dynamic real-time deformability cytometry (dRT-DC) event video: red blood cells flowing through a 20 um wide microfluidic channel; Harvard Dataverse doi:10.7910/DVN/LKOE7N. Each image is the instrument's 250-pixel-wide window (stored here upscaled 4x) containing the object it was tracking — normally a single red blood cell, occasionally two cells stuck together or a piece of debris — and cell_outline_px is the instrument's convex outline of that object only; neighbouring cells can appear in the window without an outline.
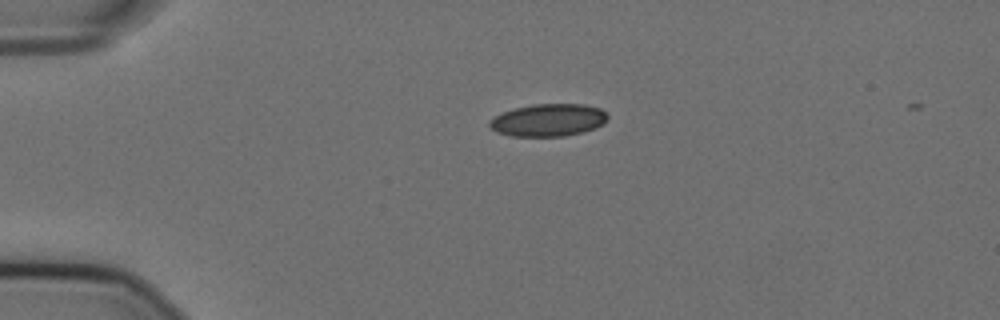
{"species": "Egyptian fruit bat (a non-hibernating species)", "species_latin": "Rousettus aegyptiacus", "temperature_condition": "cold", "stored_images_in_passage": 44, "camera_frame_rate_fps": 3000, "um_per_image_px": 0.085, "animal": {"sex": "female"}, "frame": {"image": 1, "passage_image": 1, "time_ms": 0.0, "image_size_px": [1000, 320], "cell_outline_px": [[608, 120], [604, 124], [596, 128], [584, 132], [564, 136], [512, 136], [496, 132], [488, 124], [488, 120], [504, 112], [516, 108], [536, 104], [584, 104], [600, 108], [608, 116]], "centroid_in_image_um": [46.64, 10.21], "position_along_channel_um": 38.4, "area_um2": 22.37}}
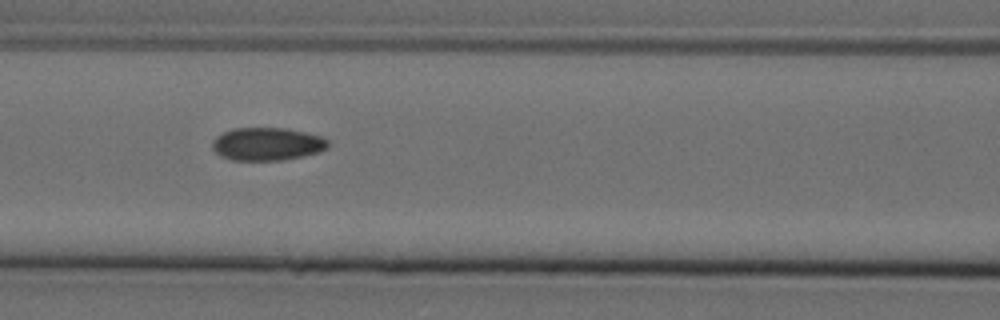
{"frame": {"image": 2, "passage_image": 13, "time_ms": 4.0, "image_size_px": [1000, 320], "cell_outline_px": [[328, 148], [320, 152], [304, 156], [284, 160], [232, 160], [220, 156], [212, 148], [212, 140], [216, 136], [232, 128], [288, 128], [308, 132], [320, 136], [328, 140]], "centroid_in_image_um": [22.72, 12.24], "position_along_channel_um": 143.9, "area_um2": 22.48}}
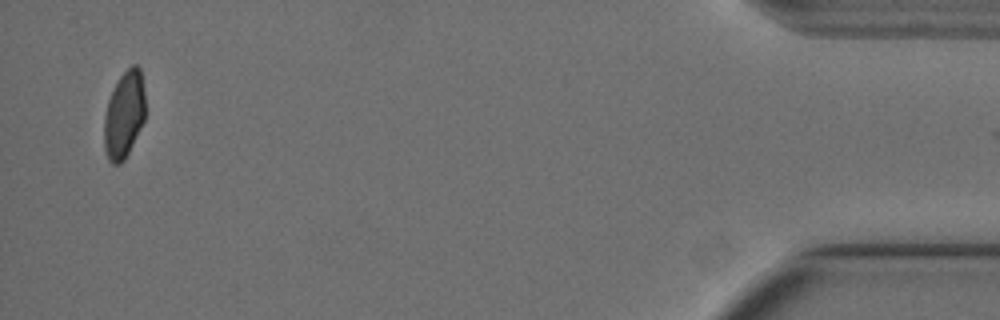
{"frame": {"image": 3, "passage_image": 43, "time_ms": 14.0, "image_size_px": [1000, 320], "cell_outline_px": [[144, 120], [124, 160], [120, 164], [112, 164], [108, 160], [104, 148], [104, 116], [108, 100], [120, 76], [132, 64], [136, 64], [140, 68], [144, 92]], "centroid_in_image_um": [10.53, 9.76], "position_along_channel_um": 424.7, "area_um2": 20.63}}